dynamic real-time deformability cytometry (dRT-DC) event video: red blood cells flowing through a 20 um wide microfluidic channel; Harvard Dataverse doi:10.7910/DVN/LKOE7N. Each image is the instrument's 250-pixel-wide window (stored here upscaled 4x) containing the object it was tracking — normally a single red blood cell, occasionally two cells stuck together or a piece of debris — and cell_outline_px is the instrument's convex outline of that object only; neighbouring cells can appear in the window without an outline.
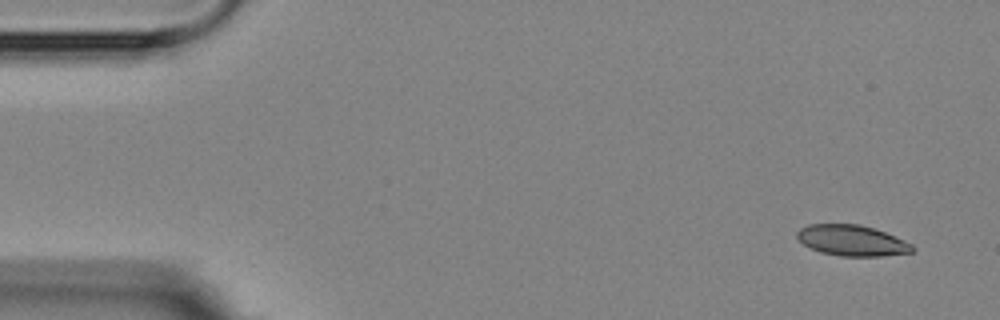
{"species": "Egyptian fruit bat (a non-hibernating species)", "species_latin": "Rousettus aegyptiacus", "temperature_condition": "room temperature", "stored_images_in_passage": 6, "camera_frame_rate_fps": 3000, "um_per_image_px": 0.085, "animal": {"sex": "female"}, "frame": {"image": 1, "passage_image": 1, "time_ms": 0.0, "image_size_px": [1000, 320], "cell_outline_px": [[916, 248], [912, 252], [880, 256], [840, 256], [820, 252], [804, 244], [796, 236], [796, 232], [800, 228], [808, 224], [860, 224], [884, 232], [912, 244]], "centroid_in_image_um": [72.4, 20.44], "position_along_channel_um": 12.6, "area_um2": 20.52}}
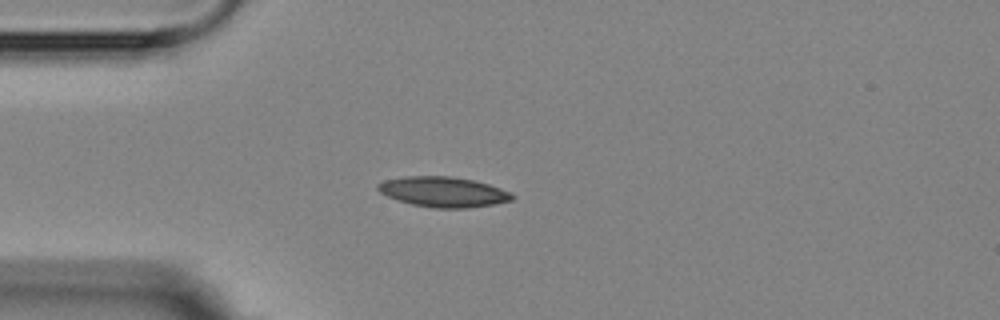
{"frame": {"image": 2, "passage_image": 4, "time_ms": 3.667, "image_size_px": [1000, 320], "cell_outline_px": [[516, 196], [512, 200], [492, 204], [468, 208], [432, 208], [412, 204], [388, 196], [380, 192], [376, 188], [376, 184], [384, 180], [404, 176], [448, 176], [472, 180], [488, 184], [512, 192]], "centroid_in_image_um": [37.68, 16.31], "position_along_channel_um": 47.3, "area_um2": 23.58}}
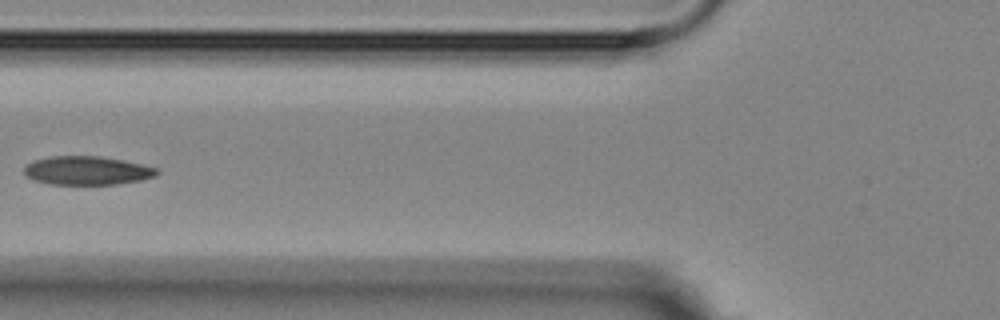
{"frame": {"image": 3, "passage_image": 6, "time_ms": 6.0, "image_size_px": [1000, 320], "cell_outline_px": [[160, 172], [156, 176], [140, 180], [116, 184], [48, 184], [32, 180], [24, 172], [24, 168], [32, 160], [48, 156], [100, 156], [124, 160], [156, 168]], "centroid_in_image_um": [7.38, 14.49], "position_along_channel_um": 118.4, "area_um2": 22.2}}